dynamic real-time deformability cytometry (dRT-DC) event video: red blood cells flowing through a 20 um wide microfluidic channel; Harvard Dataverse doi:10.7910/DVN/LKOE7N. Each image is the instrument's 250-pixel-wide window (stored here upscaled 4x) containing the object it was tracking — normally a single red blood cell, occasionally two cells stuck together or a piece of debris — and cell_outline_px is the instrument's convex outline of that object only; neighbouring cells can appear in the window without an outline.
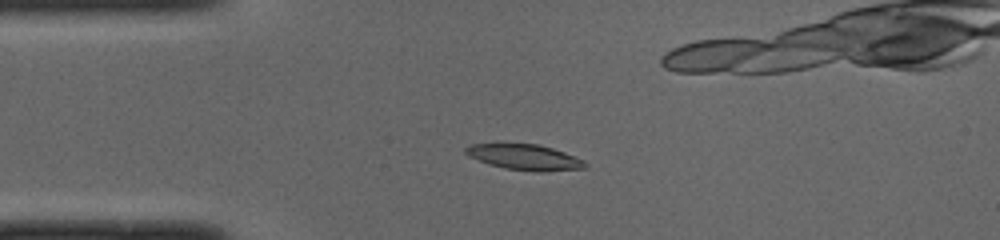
{"species": "common noctule bat (a hibernating species)", "species_latin": "Nyctalus noctula", "temperature_condition": "cold", "stored_images_in_passage": 50, "camera_frame_rate_fps": 3000, "um_per_image_px": 0.085, "animal": {"sex": "male", "body_mass_g": 19.0, "forearm_length_mm": 50.8}, "frame": {"image": 1, "passage_image": 11, "time_ms": 3.333, "image_size_px": [1000, 240], "cell_outline_px": [[588, 164], [584, 168], [544, 172], [536, 172], [504, 168], [488, 164], [468, 156], [464, 152], [464, 148], [468, 144], [536, 144], [552, 148], [564, 152], [584, 160]], "centroid_in_image_um": [44.58, 13.37], "position_along_channel_um": 40.4, "area_um2": 17.86}}
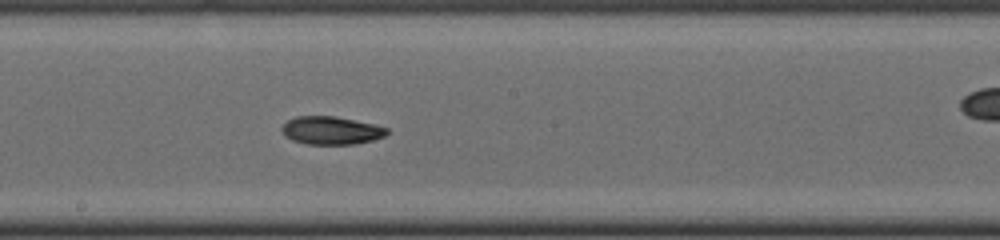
{"frame": {"image": 2, "passage_image": 26, "time_ms": 8.333, "image_size_px": [1000, 240], "cell_outline_px": [[388, 132], [384, 136], [372, 140], [356, 144], [308, 144], [292, 140], [284, 136], [280, 128], [288, 120], [296, 116], [336, 116], [372, 124], [388, 128]], "centroid_in_image_um": [28.11, 11.09], "position_along_channel_um": 220.1, "area_um2": 17.11}}
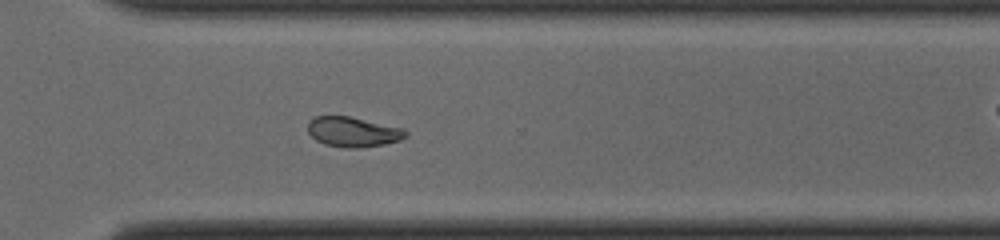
{"frame": {"image": 3, "passage_image": 35, "time_ms": 11.333, "image_size_px": [1000, 240], "cell_outline_px": [[408, 136], [400, 140], [384, 144], [360, 148], [344, 148], [324, 144], [316, 140], [308, 132], [308, 120], [316, 116], [348, 116], [404, 128], [408, 132]], "centroid_in_image_um": [30.02, 11.21], "position_along_channel_um": 340.6, "area_um2": 17.22}, "authors_computed_cell_mechanics": {"area_um2": 17.6579, "velocity_mm_per_s": 4.0051, "shape_relaxation_time_tau1_ms": 3.4325, "shape_relaxation_time_tau2_ms": null, "deformation_change_tau1": 0.1255, "deformation_change_tau2": null}}